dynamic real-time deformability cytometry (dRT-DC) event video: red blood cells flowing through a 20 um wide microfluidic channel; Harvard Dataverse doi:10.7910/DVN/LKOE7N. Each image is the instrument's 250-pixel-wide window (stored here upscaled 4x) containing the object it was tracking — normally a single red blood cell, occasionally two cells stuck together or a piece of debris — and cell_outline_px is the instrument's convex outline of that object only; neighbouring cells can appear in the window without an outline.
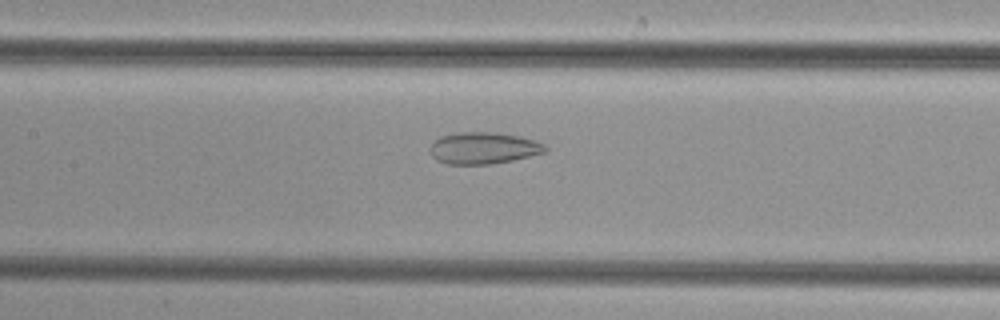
{"species": "common noctule bat (a hibernating species)", "species_latin": "Nyctalus noctula", "temperature_condition": "cold", "stored_images_in_passage": 50, "camera_frame_rate_fps": 3000, "um_per_image_px": 0.085, "animal": {"sex": "female", "body_mass_g": 29.2, "forearm_length_mm": 56.3}, "frame": {"image": 1, "passage_image": 24, "time_ms": 7.667, "image_size_px": [1000, 320], "cell_outline_px": [[548, 148], [544, 152], [512, 160], [492, 164], [448, 164], [436, 160], [432, 156], [432, 144], [440, 136], [460, 132], [496, 132], [520, 136], [544, 144]], "centroid_in_image_um": [41.09, 12.58], "position_along_channel_um": 166.3, "area_um2": 21.04}}
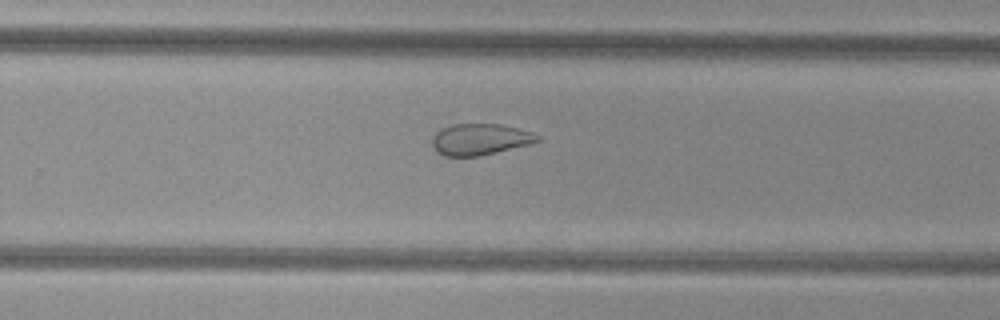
{"frame": {"image": 2, "passage_image": 33, "time_ms": 10.667, "image_size_px": [1000, 320], "cell_outline_px": [[544, 140], [532, 144], [480, 156], [444, 156], [436, 152], [432, 144], [432, 136], [440, 128], [452, 124], [500, 124], [532, 132], [544, 136]], "centroid_in_image_um": [40.85, 11.85], "position_along_channel_um": 288.9, "area_um2": 19.65}}
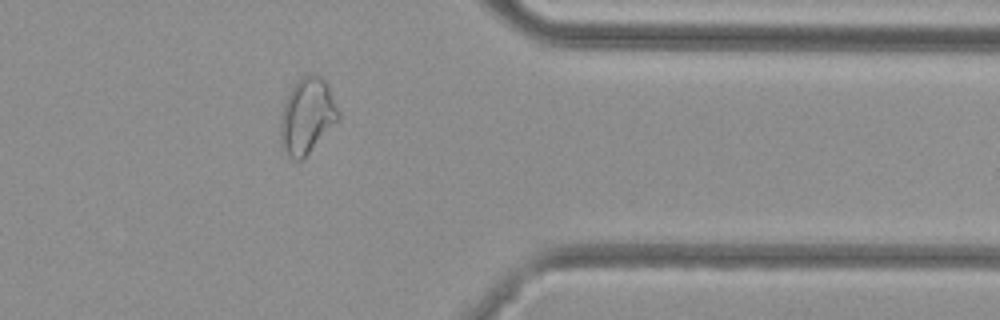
{"frame": {"image": 3, "passage_image": 41, "time_ms": 13.333, "image_size_px": [1000, 320], "cell_outline_px": [[340, 120], [300, 160], [296, 160], [288, 156], [280, 144], [280, 116], [284, 104], [296, 80], [300, 76], [312, 72], [320, 76], [328, 84], [340, 112]], "centroid_in_image_um": [26.11, 9.81], "position_along_channel_um": 385.3, "area_um2": 25.66}}